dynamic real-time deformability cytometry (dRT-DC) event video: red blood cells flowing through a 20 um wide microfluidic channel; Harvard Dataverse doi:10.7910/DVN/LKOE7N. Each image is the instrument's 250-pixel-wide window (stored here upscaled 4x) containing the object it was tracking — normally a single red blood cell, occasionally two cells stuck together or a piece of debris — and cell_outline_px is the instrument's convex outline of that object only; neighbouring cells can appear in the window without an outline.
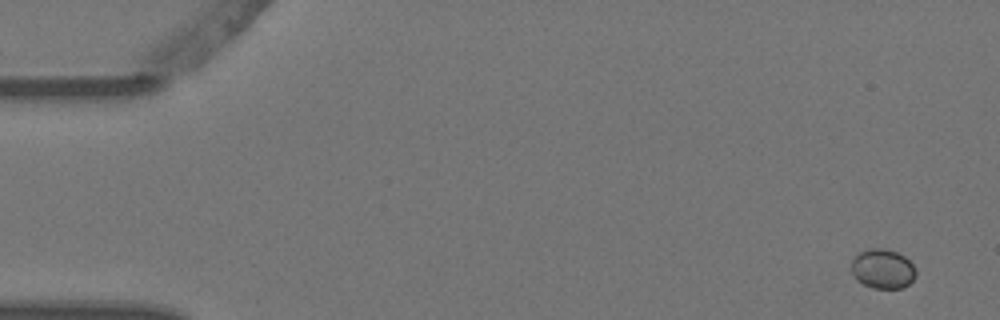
{"species": "Egyptian fruit bat (a non-hibernating species)", "species_latin": "Rousettus aegyptiacus", "temperature_condition": "warm", "stored_images_in_passage": 5, "camera_frame_rate_fps": 3000, "um_per_image_px": 0.085, "animal": {"sex": "female"}, "frame": {"image": 1, "passage_image": 1, "time_ms": 0.0, "image_size_px": [1000, 320], "cell_outline_px": [[916, 276], [908, 284], [900, 288], [872, 288], [856, 280], [852, 272], [852, 260], [860, 252], [868, 248], [884, 248], [896, 252], [904, 256], [916, 268]], "centroid_in_image_um": [75.03, 22.85], "position_along_channel_um": 10.0, "area_um2": 14.8}}
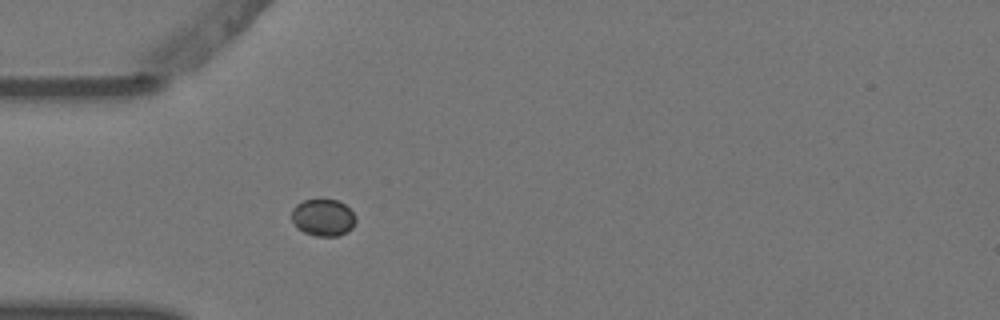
{"frame": {"image": 2, "passage_image": 5, "time_ms": 1.333, "image_size_px": [1000, 320], "cell_outline_px": [[356, 220], [352, 228], [348, 232], [336, 236], [316, 236], [304, 232], [296, 228], [292, 220], [292, 208], [296, 204], [304, 200], [340, 200], [356, 216]], "centroid_in_image_um": [27.46, 18.5], "position_along_channel_um": 57.5, "area_um2": 13.87}}